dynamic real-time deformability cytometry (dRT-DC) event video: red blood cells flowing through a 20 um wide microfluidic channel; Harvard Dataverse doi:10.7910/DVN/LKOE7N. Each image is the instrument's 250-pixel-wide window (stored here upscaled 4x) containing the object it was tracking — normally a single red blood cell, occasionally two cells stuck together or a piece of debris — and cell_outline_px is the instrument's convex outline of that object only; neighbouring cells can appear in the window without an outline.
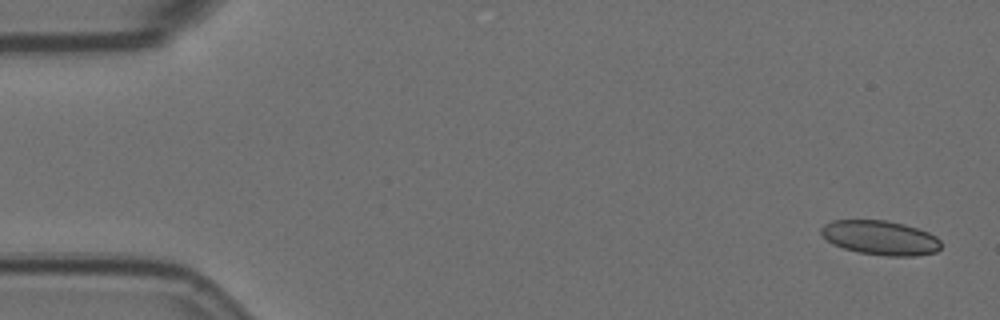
{"species": "Egyptian fruit bat (a non-hibernating species)", "species_latin": "Rousettus aegyptiacus", "temperature_condition": "room temperature", "stored_images_in_passage": 5, "camera_frame_rate_fps": 3000, "um_per_image_px": 0.085, "animal": {"sex": "female"}, "frame": {"image": 1, "passage_image": 1, "time_ms": 0.0, "image_size_px": [1000, 320], "cell_outline_px": [[940, 248], [936, 252], [916, 256], [888, 256], [860, 252], [844, 248], [832, 244], [820, 232], [820, 228], [824, 224], [832, 220], [884, 220], [904, 224], [928, 232], [936, 236], [940, 240]], "centroid_in_image_um": [74.83, 20.2], "position_along_channel_um": 10.2, "area_um2": 23.93}}
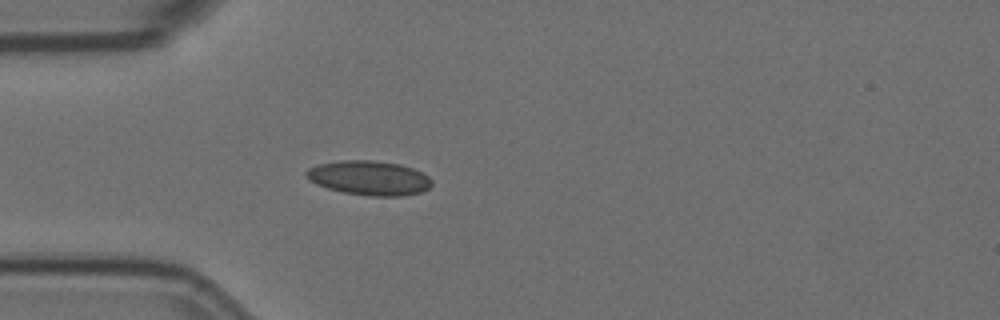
{"frame": {"image": 2, "passage_image": 5, "time_ms": 1.333, "image_size_px": [1000, 320], "cell_outline_px": [[432, 184], [428, 188], [420, 192], [404, 196], [368, 196], [344, 192], [328, 188], [316, 184], [308, 180], [304, 176], [304, 172], [308, 168], [320, 164], [340, 160], [372, 160], [400, 164], [412, 168], [428, 176], [432, 180]], "centroid_in_image_um": [31.35, 15.12], "position_along_channel_um": 53.6, "area_um2": 25.26}}